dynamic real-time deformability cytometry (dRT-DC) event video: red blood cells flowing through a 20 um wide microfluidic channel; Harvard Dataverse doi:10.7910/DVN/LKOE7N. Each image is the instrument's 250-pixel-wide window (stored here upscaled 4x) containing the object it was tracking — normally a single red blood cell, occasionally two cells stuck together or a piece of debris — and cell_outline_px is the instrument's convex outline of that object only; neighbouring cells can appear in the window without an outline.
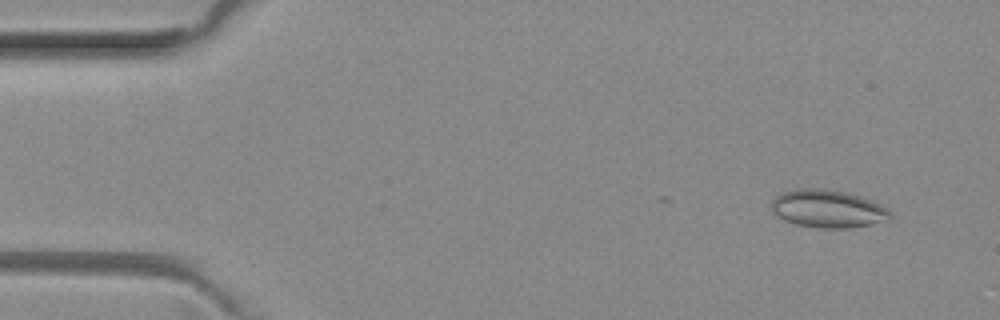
{"species": "common noctule bat (a hibernating species)", "species_latin": "Nyctalus noctula", "temperature_condition": "room temperature", "stored_images_in_passage": 5, "camera_frame_rate_fps": 3000, "um_per_image_px": 0.085, "animal": {"sex": "female", "body_mass_g": 29.2, "forearm_length_mm": 56.3}, "frame": {"image": 1, "passage_image": 2, "time_ms": 0.333, "image_size_px": [1000, 320], "cell_outline_px": [[892, 220], [852, 228], [820, 228], [796, 224], [784, 220], [772, 212], [772, 200], [780, 192], [796, 188], [816, 188], [848, 192], [872, 200], [888, 208], [892, 212]], "centroid_in_image_um": [70.4, 17.74], "position_along_channel_um": 14.6, "area_um2": 26.59}}
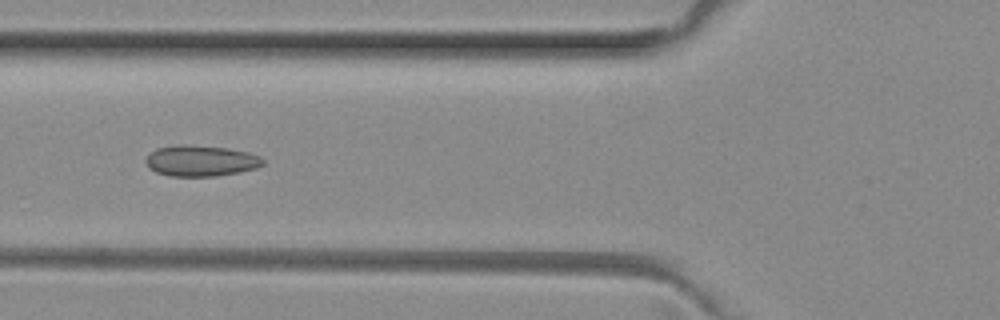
{"frame": {"image": 2, "passage_image": 5, "time_ms": 1.333, "image_size_px": [1000, 320], "cell_outline_px": [[264, 164], [256, 168], [240, 172], [216, 176], [168, 176], [156, 172], [148, 168], [144, 160], [156, 148], [180, 144], [184, 144], [228, 148], [248, 152], [260, 156], [264, 160]], "centroid_in_image_um": [17.06, 13.67], "position_along_channel_um": 108.7, "area_um2": 21.27}}